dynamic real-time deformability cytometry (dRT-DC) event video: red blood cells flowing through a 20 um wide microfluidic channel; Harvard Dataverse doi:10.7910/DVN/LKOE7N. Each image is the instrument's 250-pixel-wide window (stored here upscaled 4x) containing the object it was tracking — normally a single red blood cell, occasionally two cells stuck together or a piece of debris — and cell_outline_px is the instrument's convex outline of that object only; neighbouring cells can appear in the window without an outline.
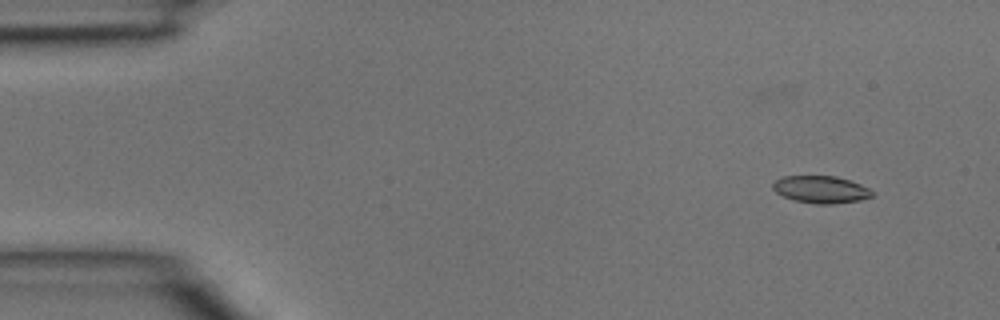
{"species": "common noctule bat (a hibernating species)", "species_latin": "Nyctalus noctula", "temperature_condition": "room temperature", "stored_images_in_passage": 5, "camera_frame_rate_fps": 3000, "um_per_image_px": 0.085, "animal": {"sex": "male", "body_mass_g": 15.6}, "frame": {"image": 1, "passage_image": 2, "time_ms": 0.333, "image_size_px": [1000, 320], "cell_outline_px": [[872, 196], [860, 200], [832, 204], [816, 204], [792, 200], [776, 192], [772, 188], [772, 184], [776, 180], [784, 176], [836, 176], [860, 184], [868, 188], [872, 192]], "centroid_in_image_um": [69.75, 16.11], "position_along_channel_um": 15.3, "area_um2": 15.66}}
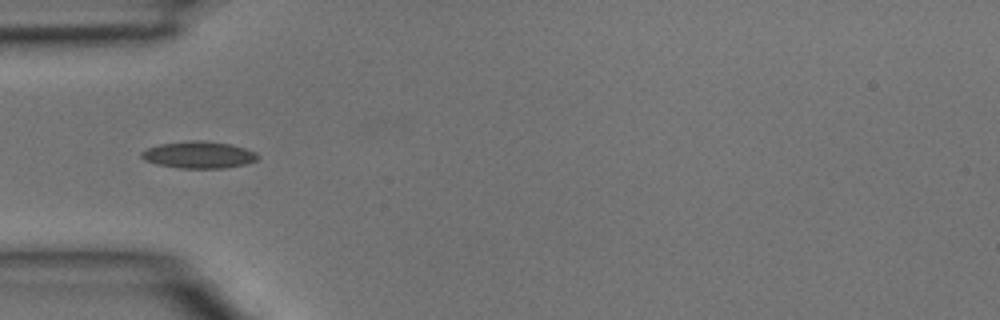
{"frame": {"image": 2, "passage_image": 4, "time_ms": 1.0, "image_size_px": [1000, 320], "cell_outline_px": [[260, 156], [256, 160], [244, 164], [224, 168], [180, 168], [156, 164], [144, 160], [140, 156], [140, 152], [148, 148], [160, 144], [188, 140], [200, 140], [232, 144], [256, 152]], "centroid_in_image_um": [16.88, 13.15], "position_along_channel_um": 68.1, "area_um2": 18.26}}